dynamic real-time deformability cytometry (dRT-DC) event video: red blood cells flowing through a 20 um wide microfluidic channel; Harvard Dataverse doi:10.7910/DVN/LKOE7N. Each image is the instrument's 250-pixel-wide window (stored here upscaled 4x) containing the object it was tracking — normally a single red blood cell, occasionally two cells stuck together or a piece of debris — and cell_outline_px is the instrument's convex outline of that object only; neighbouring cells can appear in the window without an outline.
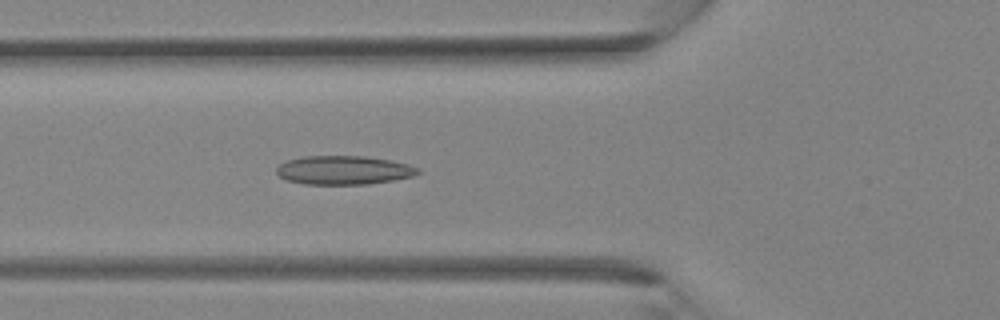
{"species": "Egyptian fruit bat (a non-hibernating species)", "species_latin": "Rousettus aegyptiacus", "temperature_condition": "room temperature", "stored_images_in_passage": 35, "camera_frame_rate_fps": 3000, "um_per_image_px": 0.085, "animal": {"sex": "female"}, "frame": {"image": 1, "passage_image": 13, "time_ms": 4.0, "image_size_px": [1000, 320], "cell_outline_px": [[420, 172], [412, 176], [392, 180], [368, 184], [304, 184], [288, 180], [280, 176], [276, 172], [276, 168], [280, 164], [288, 160], [300, 156], [364, 156], [388, 160], [408, 164], [420, 168]], "centroid_in_image_um": [29.2, 14.46], "position_along_channel_um": 96.6, "area_um2": 23.58}}
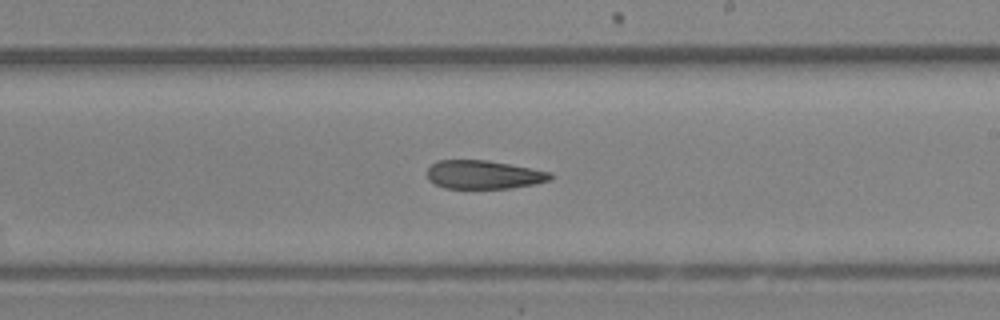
{"frame": {"image": 2, "passage_image": 21, "time_ms": 6.667, "image_size_px": [1000, 320], "cell_outline_px": [[552, 180], [512, 188], [444, 188], [428, 180], [428, 168], [436, 160], [488, 160], [552, 172]], "centroid_in_image_um": [41.11, 14.84], "position_along_channel_um": 247.9, "area_um2": 20.46}}
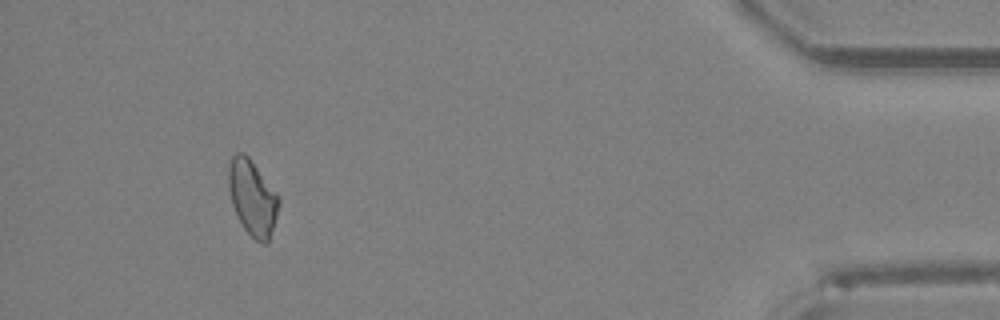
{"frame": {"image": 3, "passage_image": 33, "time_ms": 10.667, "image_size_px": [1000, 320], "cell_outline_px": [[280, 204], [268, 244], [264, 244], [256, 240], [244, 228], [232, 204], [228, 188], [228, 168], [232, 156], [236, 152], [244, 152], [248, 156], [276, 192], [280, 200]], "centroid_in_image_um": [21.46, 16.79], "position_along_channel_um": 413.7, "area_um2": 21.91}}